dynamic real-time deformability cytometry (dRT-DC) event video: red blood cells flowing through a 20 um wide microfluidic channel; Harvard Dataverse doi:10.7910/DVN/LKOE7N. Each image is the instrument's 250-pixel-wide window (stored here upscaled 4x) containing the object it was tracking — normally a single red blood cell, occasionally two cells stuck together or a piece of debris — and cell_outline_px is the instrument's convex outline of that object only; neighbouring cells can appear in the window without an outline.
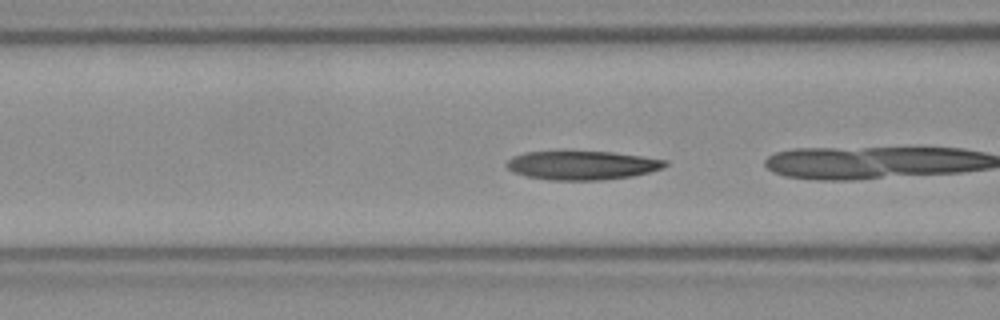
{"species": "Egyptian fruit bat (a non-hibernating species)", "species_latin": "Rousettus aegyptiacus", "temperature_condition": "room temperature", "stored_images_in_passage": 5, "camera_frame_rate_fps": 3000, "um_per_image_px": 0.085, "frame": {"image": 1, "passage_image": 3, "time_ms": 0.667, "image_size_px": [1000, 320], "cell_outline_px": [[668, 164], [664, 168], [632, 176], [600, 180], [548, 180], [524, 176], [512, 172], [504, 164], [512, 156], [528, 152], [612, 152], [668, 160]], "centroid_in_image_um": [49.46, 14.06], "position_along_channel_um": 117.1, "area_um2": 26.59}}